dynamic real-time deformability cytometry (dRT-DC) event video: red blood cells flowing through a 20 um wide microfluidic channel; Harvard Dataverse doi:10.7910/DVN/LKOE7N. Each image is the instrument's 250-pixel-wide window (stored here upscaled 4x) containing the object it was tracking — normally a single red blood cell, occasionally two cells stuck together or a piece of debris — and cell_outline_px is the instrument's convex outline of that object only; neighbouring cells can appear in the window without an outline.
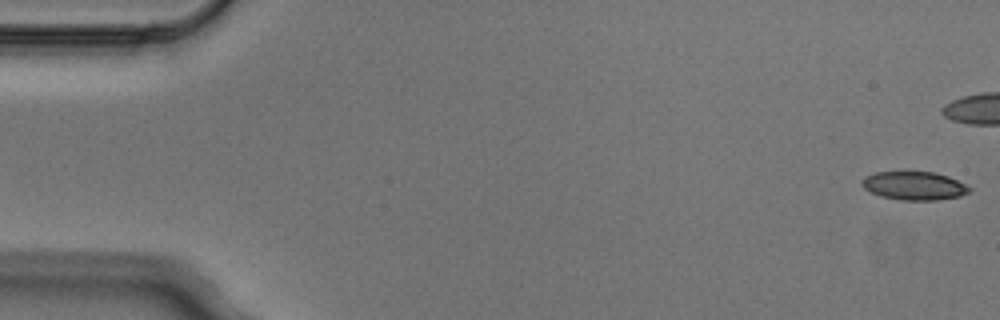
{"species": "Egyptian fruit bat (a non-hibernating species)", "species_latin": "Rousettus aegyptiacus", "temperature_condition": "cold", "stored_images_in_passage": 5, "camera_frame_rate_fps": 3000, "um_per_image_px": 0.085, "animal": {"sex": "male"}, "frame": {"image": 1, "passage_image": 1, "time_ms": 0.0, "image_size_px": [1000, 320], "cell_outline_px": [[972, 192], [960, 196], [936, 200], [900, 200], [880, 196], [864, 188], [860, 184], [860, 180], [864, 176], [876, 172], [936, 172], [948, 176], [972, 188]], "centroid_in_image_um": [77.7, 15.79], "position_along_channel_um": 7.3, "area_um2": 17.92}}
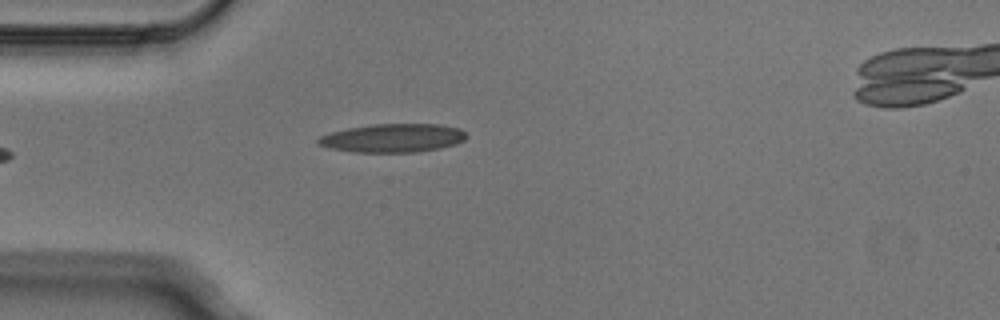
{"frame": {"image": 2, "passage_image": 5, "time_ms": 1.333, "image_size_px": [1000, 320], "cell_outline_px": [[468, 136], [464, 140], [456, 144], [440, 148], [416, 152], [352, 152], [332, 148], [316, 144], [316, 140], [320, 136], [332, 132], [348, 128], [372, 124], [440, 124], [460, 128]], "centroid_in_image_um": [33.41, 11.73], "position_along_channel_um": 51.6, "area_um2": 24.68}}